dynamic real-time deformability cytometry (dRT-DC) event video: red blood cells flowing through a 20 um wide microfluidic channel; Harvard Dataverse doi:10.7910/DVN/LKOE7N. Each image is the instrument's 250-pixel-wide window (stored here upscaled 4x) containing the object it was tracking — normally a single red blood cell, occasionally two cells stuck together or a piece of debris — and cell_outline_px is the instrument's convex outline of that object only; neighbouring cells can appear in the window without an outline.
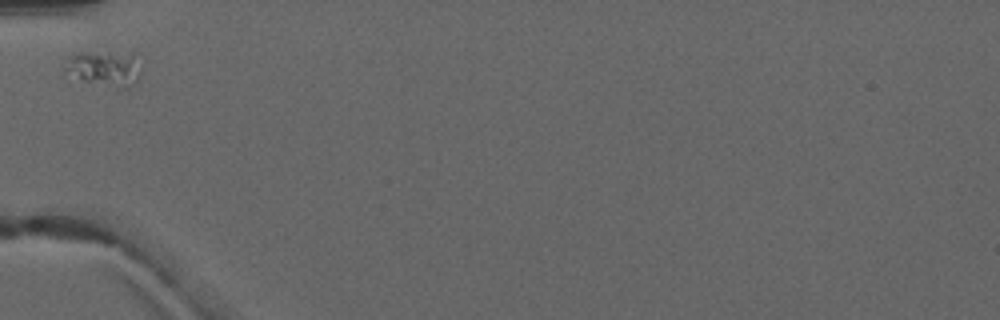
{"species": "common noctule bat (a hibernating species)", "species_latin": "Nyctalus noctula", "temperature_condition": "warm", "stored_images_in_passage": 1, "camera_frame_rate_fps": 3000, "um_per_image_px": 0.085, "animal": {"sex": "male", "forearm_length_mm": 52.5}, "frame": {"image": 1, "passage_image": 1, "time_ms": 0.0, "image_size_px": [1000, 320], "cell_outline_px": [[140, 52], [124, 72], [116, 80], [84, 80], [64, 68], [64, 56], [72, 52]], "centroid_in_image_um": [8.4, 5.48], "position_along_channel_um": 76.6, "area_um2": 12.08}}